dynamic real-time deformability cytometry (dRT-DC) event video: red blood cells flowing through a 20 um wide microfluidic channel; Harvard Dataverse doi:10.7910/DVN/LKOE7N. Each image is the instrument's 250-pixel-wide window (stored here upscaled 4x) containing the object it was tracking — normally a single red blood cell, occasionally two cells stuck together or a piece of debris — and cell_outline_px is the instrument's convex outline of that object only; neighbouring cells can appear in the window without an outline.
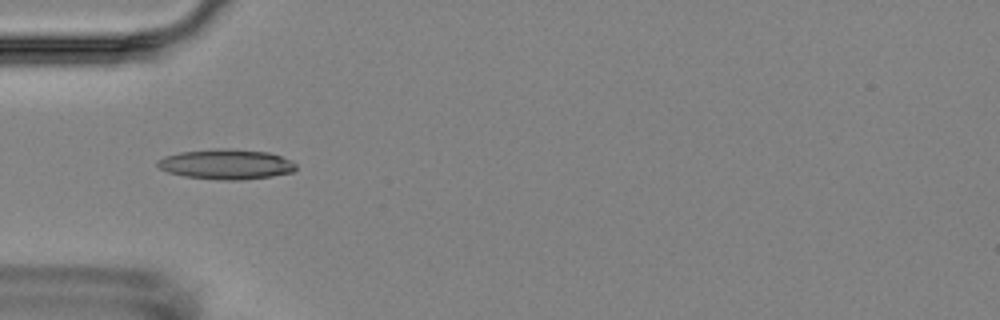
{"species": "Egyptian fruit bat (a non-hibernating species)", "species_latin": "Rousettus aegyptiacus", "temperature_condition": "room temperature", "stored_images_in_passage": 8, "camera_frame_rate_fps": 3000, "um_per_image_px": 0.085, "animal": {"sex": "female"}, "frame": {"image": 1, "passage_image": 4, "time_ms": 4.0, "image_size_px": [1000, 320], "cell_outline_px": [[296, 168], [292, 172], [272, 176], [244, 180], [220, 180], [184, 176], [168, 172], [160, 168], [156, 164], [156, 160], [164, 156], [180, 152], [220, 148], [228, 148], [268, 152], [292, 160], [296, 164]], "centroid_in_image_um": [19.22, 13.96], "position_along_channel_um": 65.8, "area_um2": 24.39}}
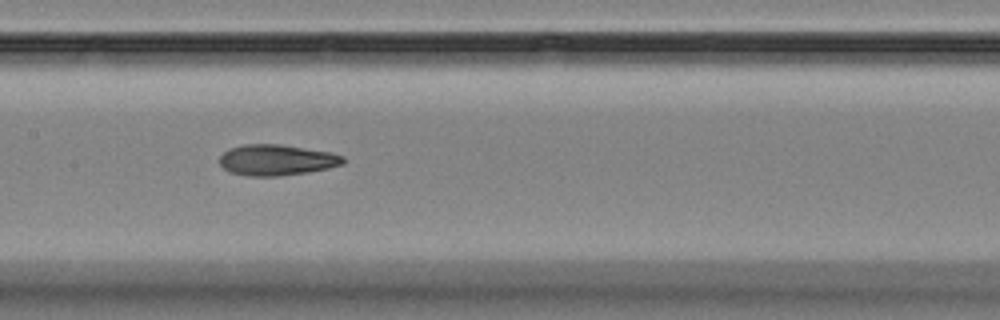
{"frame": {"image": 2, "passage_image": 7, "time_ms": 7.333, "image_size_px": [1000, 320], "cell_outline_px": [[344, 164], [328, 168], [308, 172], [280, 176], [248, 176], [228, 172], [220, 164], [220, 156], [228, 148], [244, 144], [280, 144], [332, 152], [344, 156]], "centroid_in_image_um": [23.51, 13.6], "position_along_channel_um": 183.9, "area_um2": 22.43}}
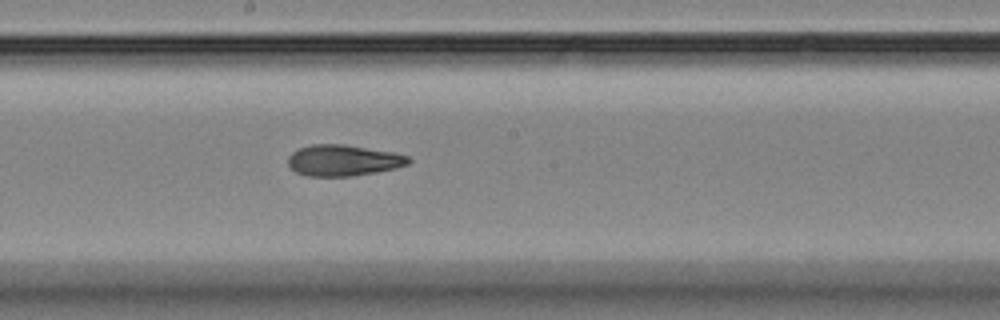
{"frame": {"image": 3, "passage_image": 8, "time_ms": 8.333, "image_size_px": [1000, 320], "cell_outline_px": [[412, 160], [408, 164], [396, 168], [376, 172], [352, 176], [308, 176], [296, 172], [288, 164], [288, 156], [292, 152], [300, 148], [312, 144], [344, 144], [392, 152], [408, 156]], "centroid_in_image_um": [29.18, 13.63], "position_along_channel_um": 219.0, "area_um2": 21.79}}